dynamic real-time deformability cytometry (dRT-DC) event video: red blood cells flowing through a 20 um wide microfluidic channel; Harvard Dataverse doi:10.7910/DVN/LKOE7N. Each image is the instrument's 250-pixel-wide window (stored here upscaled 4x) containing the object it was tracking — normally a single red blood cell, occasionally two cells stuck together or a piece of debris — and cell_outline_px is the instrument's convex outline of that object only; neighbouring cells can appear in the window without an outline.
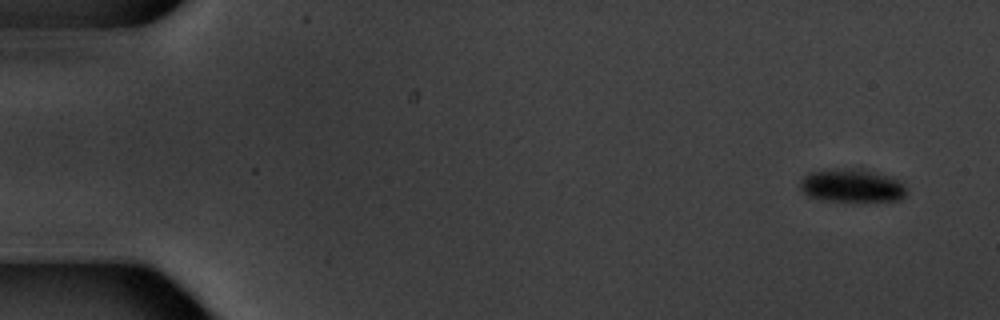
{"species": "common noctule bat (a hibernating species)", "species_latin": "Nyctalus noctula", "temperature_condition": "warm", "stored_images_in_passage": 6, "camera_frame_rate_fps": 3000, "um_per_image_px": 0.085, "animal": {"sex": "male", "body_mass_g": 20.1, "forearm_length_mm": 53.5}, "frame": {"image": 1, "passage_image": 1, "time_ms": 0.0, "image_size_px": [1000, 320], "cell_outline_px": [[904, 196], [900, 200], [856, 204], [820, 200], [808, 196], [800, 188], [800, 180], [808, 172], [828, 168], [832, 168], [868, 172], [884, 176], [896, 180], [904, 184]], "centroid_in_image_um": [72.32, 15.86], "position_along_channel_um": 12.7, "area_um2": 20.87}}
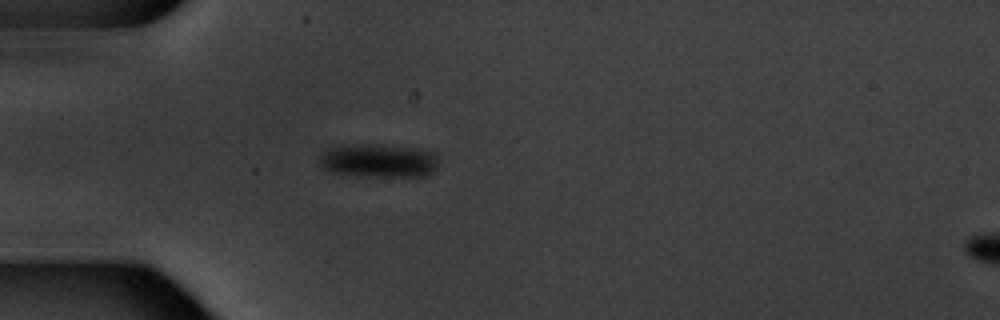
{"frame": {"image": 2, "passage_image": 5, "time_ms": 4.667, "image_size_px": [1000, 320], "cell_outline_px": [[436, 168], [432, 172], [424, 176], [356, 176], [332, 172], [324, 168], [320, 164], [320, 156], [324, 152], [332, 148], [344, 144], [380, 144], [416, 148], [436, 152]], "centroid_in_image_um": [32.19, 13.64], "position_along_channel_um": 52.8, "area_um2": 23.35}}